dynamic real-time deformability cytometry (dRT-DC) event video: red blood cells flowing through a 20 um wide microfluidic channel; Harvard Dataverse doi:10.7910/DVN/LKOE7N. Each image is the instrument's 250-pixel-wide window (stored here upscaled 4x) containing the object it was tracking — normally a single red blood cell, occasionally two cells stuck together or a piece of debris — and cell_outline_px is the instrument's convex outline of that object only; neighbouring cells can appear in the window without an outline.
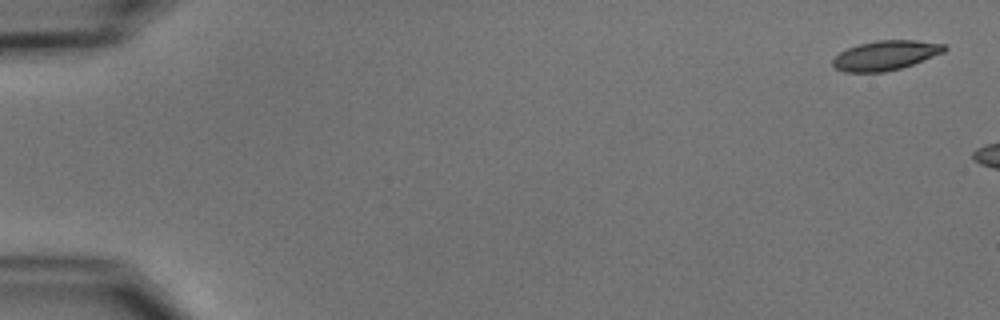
{"species": "common noctule bat (a hibernating species)", "species_latin": "Nyctalus noctula", "temperature_condition": "cold", "stored_images_in_passage": 2, "camera_frame_rate_fps": 3000, "um_per_image_px": 0.085, "animal": {"sex": "male", "body_mass_g": 15.6}, "frame": {"image": 1, "passage_image": 1, "time_ms": 0.0, "image_size_px": [1000, 320], "cell_outline_px": [[948, 48], [944, 52], [912, 64], [900, 68], [884, 72], [844, 72], [836, 68], [832, 64], [832, 60], [840, 52], [848, 48], [860, 44], [876, 40], [916, 40], [944, 44]], "centroid_in_image_um": [75.27, 4.7], "position_along_channel_um": 9.7, "area_um2": 19.07}}